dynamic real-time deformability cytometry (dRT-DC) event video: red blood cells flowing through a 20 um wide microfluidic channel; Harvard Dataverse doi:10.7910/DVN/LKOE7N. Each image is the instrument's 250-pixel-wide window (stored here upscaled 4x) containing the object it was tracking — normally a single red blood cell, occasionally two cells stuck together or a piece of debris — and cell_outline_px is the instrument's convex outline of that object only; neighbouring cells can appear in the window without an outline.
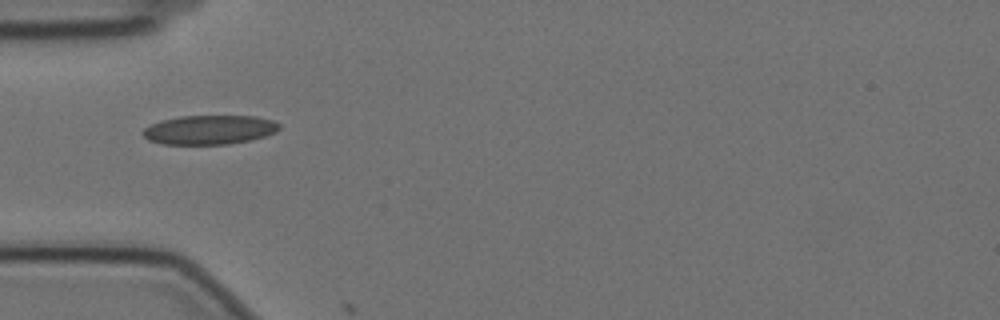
{"species": "Egyptian fruit bat (a non-hibernating species)", "species_latin": "Rousettus aegyptiacus", "temperature_condition": "cold", "stored_images_in_passage": 2, "camera_frame_rate_fps": 3000, "um_per_image_px": 0.085, "animal": {"sex": "female"}, "frame": {"image": 1, "passage_image": 1, "time_ms": 0.0, "image_size_px": [1000, 320], "cell_outline_px": [[280, 128], [276, 132], [264, 136], [248, 140], [228, 144], [164, 144], [148, 140], [140, 132], [144, 128], [160, 120], [180, 116], [256, 116], [272, 120], [280, 124]], "centroid_in_image_um": [17.78, 11.02], "position_along_channel_um": 67.2, "area_um2": 23.18}}